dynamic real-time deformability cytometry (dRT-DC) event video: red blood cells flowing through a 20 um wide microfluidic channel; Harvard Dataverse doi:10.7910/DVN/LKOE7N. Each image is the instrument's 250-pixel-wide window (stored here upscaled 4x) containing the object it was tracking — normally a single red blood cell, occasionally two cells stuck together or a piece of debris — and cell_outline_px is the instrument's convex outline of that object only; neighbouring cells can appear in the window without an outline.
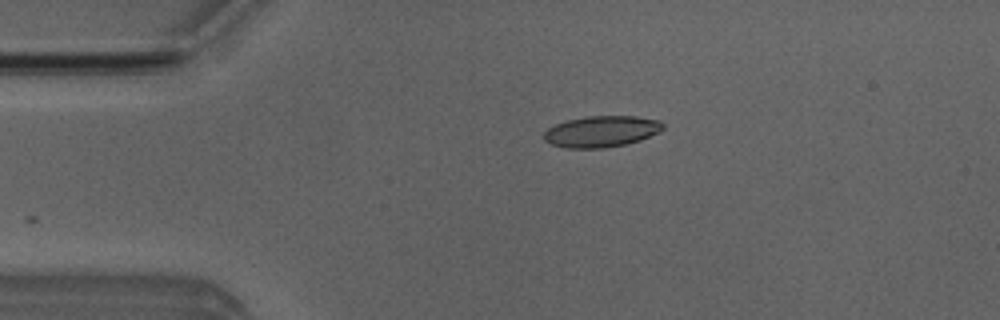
{"species": "Egyptian fruit bat (a non-hibernating species)", "species_latin": "Rousettus aegyptiacus", "temperature_condition": "room temperature", "stored_images_in_passage": 30, "camera_frame_rate_fps": 3000, "um_per_image_px": 0.085, "animal": {"sex": "male"}, "frame": {"image": 1, "passage_image": 1, "time_ms": 0.0, "image_size_px": [1000, 320], "cell_outline_px": [[664, 128], [640, 140], [624, 144], [604, 148], [568, 148], [552, 144], [544, 140], [544, 132], [548, 128], [556, 124], [568, 120], [584, 116], [636, 116], [660, 120], [664, 124]], "centroid_in_image_um": [51.11, 11.16], "position_along_channel_um": 33.9, "area_um2": 21.5}}
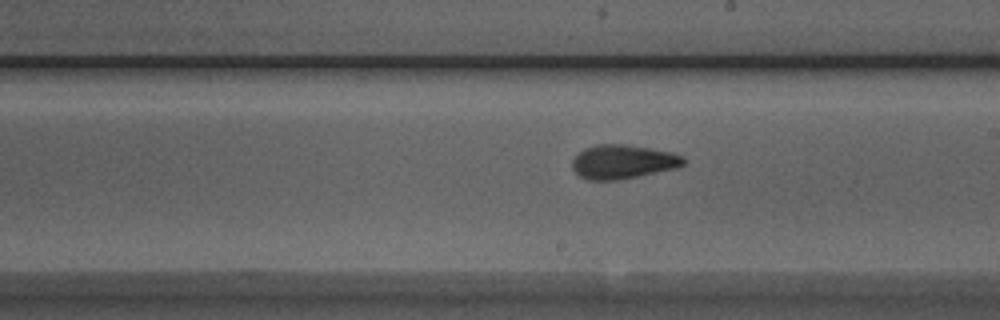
{"frame": {"image": 2, "passage_image": 19, "time_ms": 6.0, "image_size_px": [1000, 320], "cell_outline_px": [[684, 164], [676, 168], [616, 180], [588, 180], [580, 176], [572, 168], [572, 160], [584, 148], [596, 144], [624, 144], [672, 152], [684, 156]], "centroid_in_image_um": [52.93, 13.74], "position_along_channel_um": 236.1, "area_um2": 21.85}}
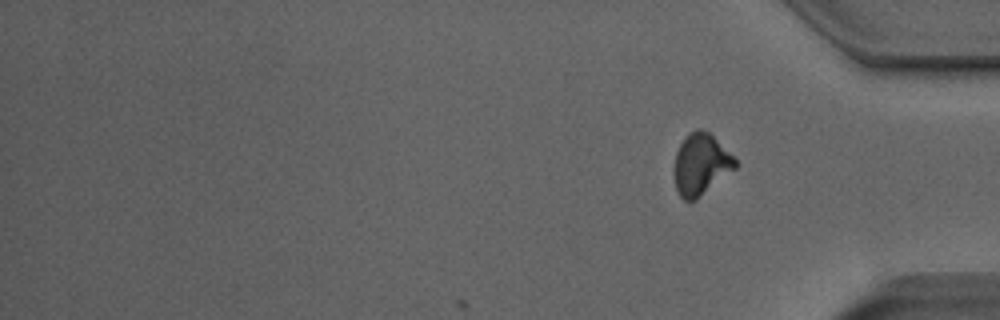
{"frame": {"image": 3, "passage_image": 30, "time_ms": 9.667, "image_size_px": [1000, 320], "cell_outline_px": [[736, 168], [696, 200], [684, 200], [680, 196], [676, 188], [672, 172], [672, 168], [676, 152], [680, 144], [696, 128], [700, 128], [708, 132], [736, 160]], "centroid_in_image_um": [59.53, 14.0], "position_along_channel_um": 375.7, "area_um2": 21.62}, "authors_computed_cell_mechanics": {"area_um2": 21.7906, "velocity_mm_per_s": 3.986, "shape_relaxation_time_tau1_ms": 6.0264, "shape_relaxation_time_tau2_ms": 2.1146, "deformation_change_tau1": 0.1843, "deformation_change_tau2": 0.0823}}